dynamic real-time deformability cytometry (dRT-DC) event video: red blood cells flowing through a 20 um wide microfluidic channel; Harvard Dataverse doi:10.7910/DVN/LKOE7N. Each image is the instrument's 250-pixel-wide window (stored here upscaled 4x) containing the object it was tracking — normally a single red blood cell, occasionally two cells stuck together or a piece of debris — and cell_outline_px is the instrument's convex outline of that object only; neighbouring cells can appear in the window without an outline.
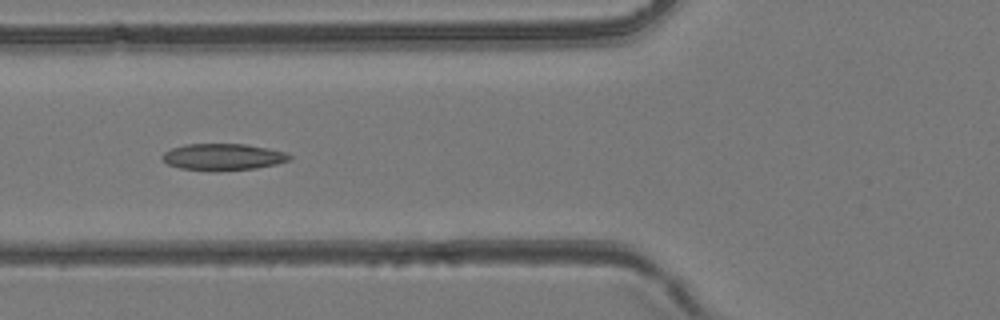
{"species": "common noctule bat (a hibernating species)", "species_latin": "Nyctalus noctula", "temperature_condition": "room temperature", "stored_images_in_passage": 7, "camera_frame_rate_fps": 3000, "um_per_image_px": 0.085, "animal": {"sex": "female", "body_mass_g": 24.6, "forearm_length_mm": 56.2}, "frame": {"image": 1, "passage_image": 6, "time_ms": 5.667, "image_size_px": [1000, 320], "cell_outline_px": [[292, 156], [288, 160], [276, 164], [256, 168], [216, 172], [208, 172], [180, 168], [168, 164], [160, 156], [164, 152], [172, 148], [184, 144], [248, 144], [288, 152]], "centroid_in_image_um": [18.95, 13.35], "position_along_channel_um": 106.9, "area_um2": 20.11}}
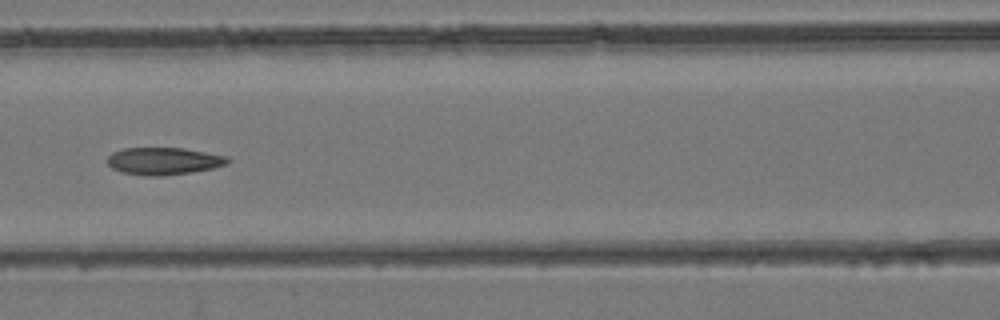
{"frame": {"image": 2, "passage_image": 7, "time_ms": 6.667, "image_size_px": [1000, 320], "cell_outline_px": [[228, 164], [212, 168], [192, 172], [160, 176], [148, 176], [124, 172], [112, 168], [108, 164], [108, 156], [112, 152], [124, 148], [184, 148], [228, 156]], "centroid_in_image_um": [13.92, 13.68], "position_along_channel_um": 152.7, "area_um2": 19.02}}